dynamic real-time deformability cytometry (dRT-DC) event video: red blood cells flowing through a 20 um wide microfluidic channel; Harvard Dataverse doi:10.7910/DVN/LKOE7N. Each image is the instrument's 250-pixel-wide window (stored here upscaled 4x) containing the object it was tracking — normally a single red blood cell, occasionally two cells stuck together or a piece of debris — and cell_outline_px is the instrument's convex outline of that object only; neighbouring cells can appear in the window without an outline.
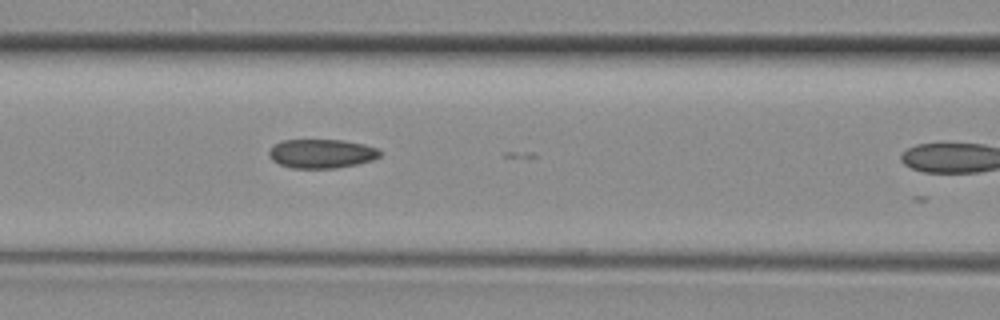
{"species": "common noctule bat (a hibernating species)", "species_latin": "Nyctalus noctula", "temperature_condition": "room temperature", "stored_images_in_passage": 6, "camera_frame_rate_fps": 3000, "um_per_image_px": 0.085, "animal": {"sex": "female", "body_mass_g": 29.2, "forearm_length_mm": 56.3}, "frame": {"image": 1, "passage_image": 5, "time_ms": 1.333, "image_size_px": [1000, 320], "cell_outline_px": [[380, 156], [372, 160], [356, 164], [336, 168], [292, 168], [280, 164], [272, 160], [268, 156], [268, 152], [272, 144], [280, 140], [344, 140], [364, 144], [380, 148]], "centroid_in_image_um": [27.31, 13.05], "position_along_channel_um": 139.3, "area_um2": 18.96}}